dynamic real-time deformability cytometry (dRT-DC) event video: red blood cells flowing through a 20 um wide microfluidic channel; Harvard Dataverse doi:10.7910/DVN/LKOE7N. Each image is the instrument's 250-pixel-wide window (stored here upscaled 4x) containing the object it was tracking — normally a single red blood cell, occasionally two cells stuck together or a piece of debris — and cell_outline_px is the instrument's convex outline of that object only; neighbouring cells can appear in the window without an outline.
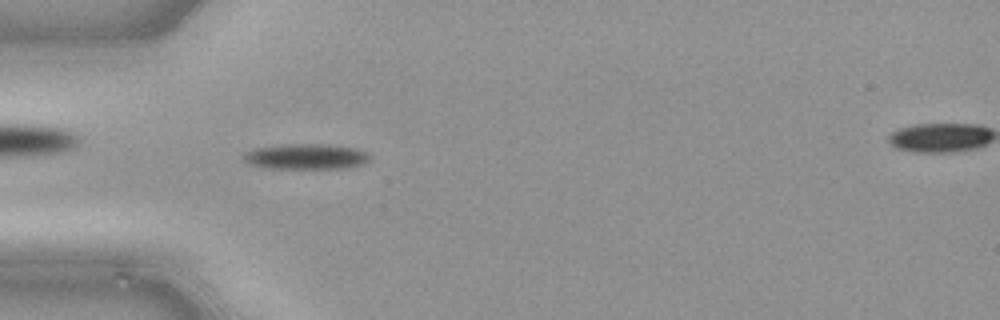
{"species": "common noctule bat (a hibernating species)", "species_latin": "Nyctalus noctula", "temperature_condition": "cold", "stored_images_in_passage": 40, "camera_frame_rate_fps": 3000, "um_per_image_px": 0.085, "animal": {"sex": "male", "body_mass_g": 21.5, "forearm_length_mm": 52.0}, "frame": {"image": 1, "passage_image": 7, "time_ms": 2.0, "image_size_px": [1000, 320], "cell_outline_px": [[372, 160], [360, 164], [344, 168], [268, 168], [248, 164], [244, 160], [244, 152], [256, 148], [288, 144], [328, 144], [356, 148], [368, 152], [372, 156]], "centroid_in_image_um": [26.06, 13.3], "position_along_channel_um": 58.9, "area_um2": 18.79}}
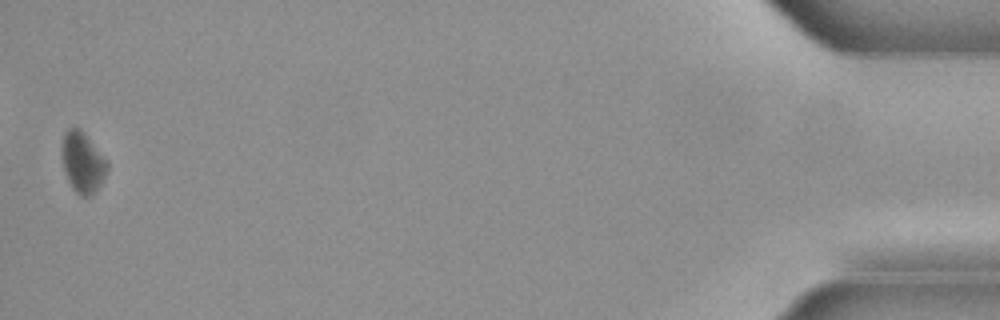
{"frame": {"image": 2, "passage_image": 40, "time_ms": 13.0, "image_size_px": [1000, 320], "cell_outline_px": [[108, 168], [100, 184], [92, 196], [80, 196], [72, 188], [68, 180], [64, 168], [64, 136], [68, 128], [76, 128], [108, 160]], "centroid_in_image_um": [7.06, 13.89], "position_along_channel_um": 428.1, "area_um2": 15.09}}